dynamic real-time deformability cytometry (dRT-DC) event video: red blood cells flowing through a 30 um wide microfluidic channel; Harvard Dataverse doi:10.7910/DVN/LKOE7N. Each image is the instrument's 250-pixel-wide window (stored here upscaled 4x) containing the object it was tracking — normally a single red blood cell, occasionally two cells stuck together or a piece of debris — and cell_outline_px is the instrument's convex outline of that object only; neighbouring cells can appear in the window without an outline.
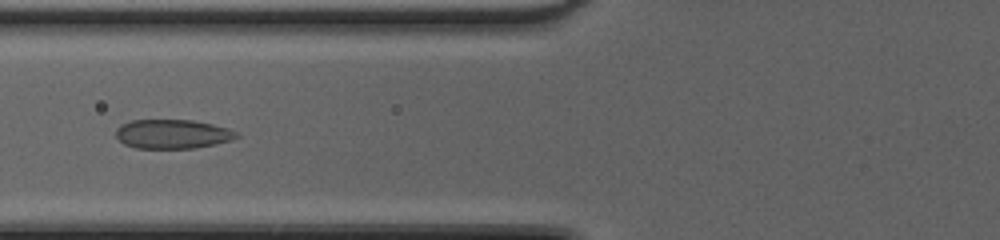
{"species": "common noctule bat (a hibernating species)", "species_latin": "Nyctalus noctula", "temperature_condition": "cold", "stored_images_in_passage": 49, "camera_frame_rate_fps": 3000, "um_per_image_px": 0.085, "animal": {"sex": "female", "body_mass_g": 20.0, "forearm_length_mm": 54.0}, "frame": {"image": 1, "passage_image": 21, "time_ms": 6.667, "image_size_px": [1000, 240], "cell_outline_px": [[240, 136], [232, 140], [216, 144], [196, 148], [136, 148], [124, 144], [116, 136], [116, 128], [120, 124], [132, 120], [192, 120], [212, 124], [228, 128], [236, 132]], "centroid_in_image_um": [14.66, 11.39], "position_along_channel_um": 111.1, "area_um2": 20.58}}
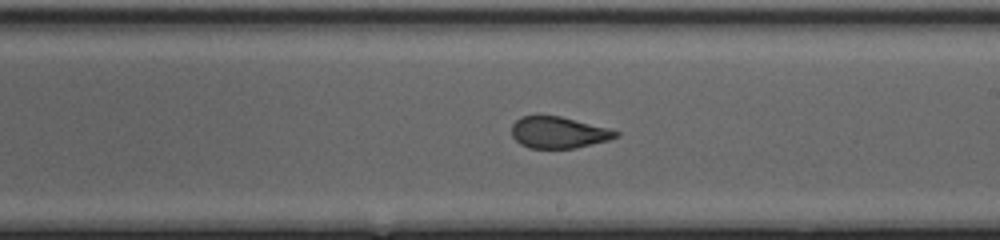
{"frame": {"image": 2, "passage_image": 30, "time_ms": 9.667, "image_size_px": [1000, 240], "cell_outline_px": [[620, 136], [608, 140], [576, 148], [528, 148], [520, 144], [512, 136], [512, 124], [520, 116], [560, 116], [608, 128], [620, 132]], "centroid_in_image_um": [47.47, 11.26], "position_along_channel_um": 241.5, "area_um2": 19.07}}
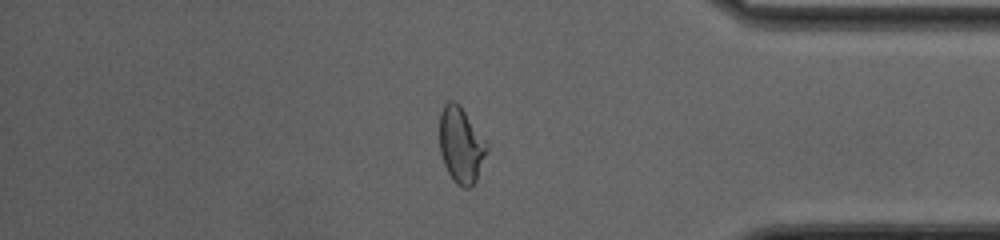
{"frame": {"image": 3, "passage_image": 42, "time_ms": 13.667, "image_size_px": [1000, 240], "cell_outline_px": [[488, 148], [476, 180], [468, 188], [464, 188], [456, 184], [452, 180], [444, 164], [440, 152], [440, 112], [444, 104], [448, 100], [456, 100], [460, 104], [488, 144]], "centroid_in_image_um": [39.17, 12.3], "position_along_channel_um": 396.0, "area_um2": 20.92}, "authors_computed_cell_mechanics": {"area_um2": 21.0392, "velocity_mm_per_s": 4.3429, "shape_relaxation_time_tau1_ms": null, "shape_relaxation_time_tau2_ms": 0.7949, "deformation_change_tau1": null, "deformation_change_tau2": 0.0903}}